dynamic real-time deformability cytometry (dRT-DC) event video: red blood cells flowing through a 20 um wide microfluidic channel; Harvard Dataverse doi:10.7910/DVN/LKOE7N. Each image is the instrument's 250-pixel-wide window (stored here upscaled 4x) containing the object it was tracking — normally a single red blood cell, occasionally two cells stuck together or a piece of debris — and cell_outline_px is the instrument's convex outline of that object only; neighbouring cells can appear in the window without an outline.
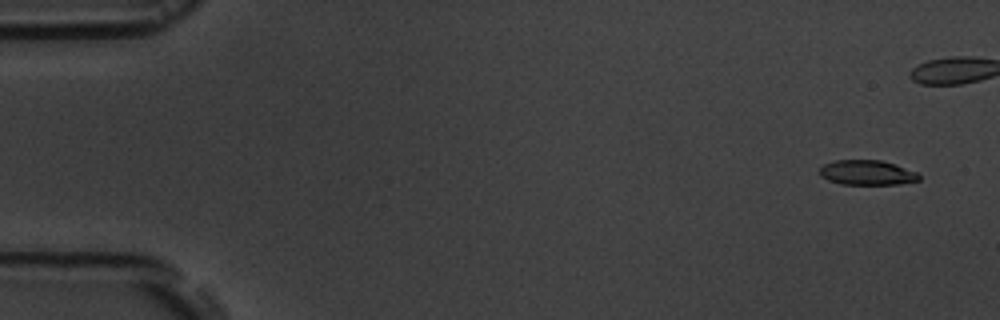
{"species": "common noctule bat (a hibernating species)", "species_latin": "Nyctalus noctula", "temperature_condition": "room temperature", "stored_images_in_passage": 6, "camera_frame_rate_fps": 3000, "um_per_image_px": 0.085, "animal": {"sex": "male", "body_mass_g": 19.5, "forearm_length_mm": 54.6}, "frame": {"image": 1, "passage_image": 1, "time_ms": 0.0, "image_size_px": [1000, 320], "cell_outline_px": [[920, 180], [900, 184], [840, 184], [828, 180], [820, 176], [820, 168], [824, 164], [836, 160], [880, 160], [896, 164], [916, 172], [920, 176]], "centroid_in_image_um": [73.7, 14.67], "position_along_channel_um": 11.3, "area_um2": 14.39}}
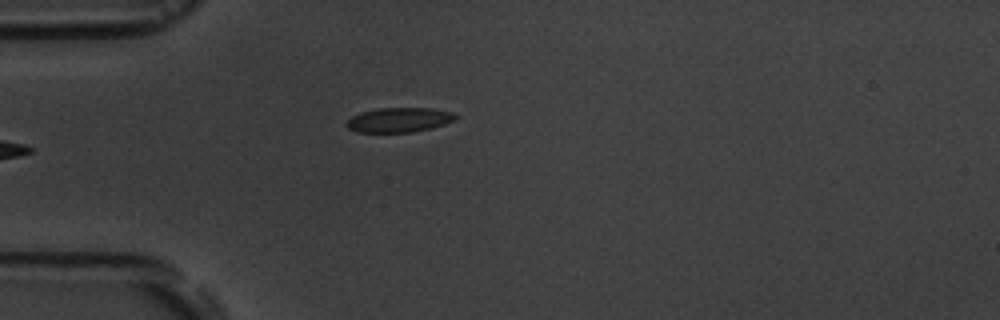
{"frame": {"image": 2, "passage_image": 6, "time_ms": 5.667, "image_size_px": [1000, 320], "cell_outline_px": [[456, 120], [432, 128], [412, 132], [356, 132], [348, 128], [344, 124], [352, 116], [360, 112], [380, 108], [432, 108], [452, 112], [456, 116]], "centroid_in_image_um": [33.91, 10.19], "position_along_channel_um": 51.1, "area_um2": 15.66}}